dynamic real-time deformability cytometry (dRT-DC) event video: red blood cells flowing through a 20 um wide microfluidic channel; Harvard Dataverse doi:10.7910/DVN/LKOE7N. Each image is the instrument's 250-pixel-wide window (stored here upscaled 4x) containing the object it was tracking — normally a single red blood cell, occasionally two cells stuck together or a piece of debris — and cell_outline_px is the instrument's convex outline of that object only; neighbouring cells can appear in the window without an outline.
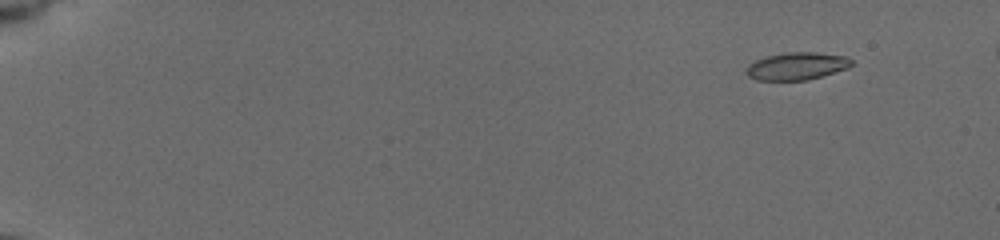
{"species": "common noctule bat (a hibernating species)", "species_latin": "Nyctalus noctula", "temperature_condition": "cold", "stored_images_in_passage": 9, "camera_frame_rate_fps": 3000, "um_per_image_px": 0.085, "animal": {"sex": "female", "body_mass_g": 19.5, "forearm_length_mm": 54.1}, "frame": {"image": 1, "passage_image": 1, "time_ms": 0.0, "image_size_px": [1000, 240], "cell_outline_px": [[852, 64], [848, 68], [808, 80], [756, 80], [748, 76], [748, 64], [756, 60], [768, 56], [784, 52], [816, 52], [844, 56], [852, 60]], "centroid_in_image_um": [67.74, 5.62], "position_along_channel_um": 17.3, "area_um2": 16.7}}